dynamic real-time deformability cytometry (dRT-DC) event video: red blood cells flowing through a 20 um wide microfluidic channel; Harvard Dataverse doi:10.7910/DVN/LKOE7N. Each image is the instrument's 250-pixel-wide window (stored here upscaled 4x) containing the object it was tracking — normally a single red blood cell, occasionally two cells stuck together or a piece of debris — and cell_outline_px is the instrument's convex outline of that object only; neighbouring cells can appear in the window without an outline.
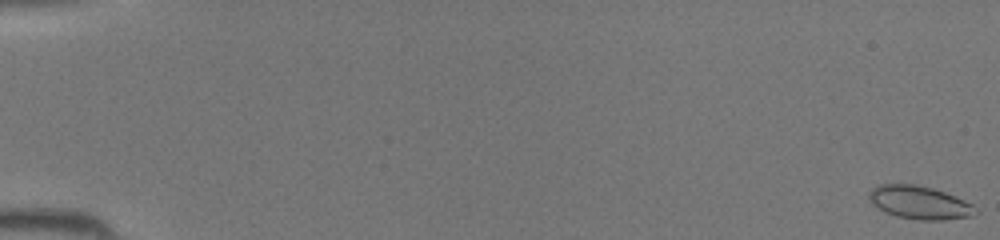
{"species": "common noctule bat (a hibernating species)", "species_latin": "Nyctalus noctula", "temperature_condition": "room temperature", "stored_images_in_passage": 45, "camera_frame_rate_fps": 3000, "um_per_image_px": 0.085, "animal": {"sex": "female", "body_mass_g": 19.5, "forearm_length_mm": 54.1}, "frame": {"image": 1, "passage_image": 1, "time_ms": 0.0, "image_size_px": [1000, 240], "cell_outline_px": [[980, 212], [972, 216], [944, 220], [920, 220], [896, 216], [884, 212], [872, 204], [868, 200], [868, 196], [872, 188], [876, 184], [916, 184], [932, 188], [944, 192], [964, 200], [972, 204]], "centroid_in_image_um": [78.14, 17.22], "position_along_channel_um": 6.9, "area_um2": 20.75}}
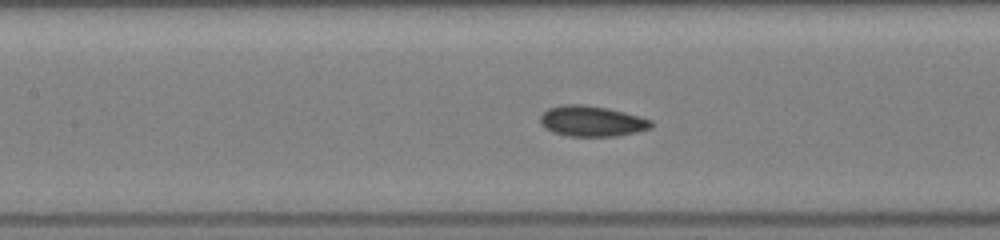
{"frame": {"image": 2, "passage_image": 22, "time_ms": 7.0, "image_size_px": [1000, 240], "cell_outline_px": [[652, 128], [636, 132], [616, 136], [568, 136], [552, 132], [544, 128], [540, 124], [540, 116], [548, 108], [560, 104], [584, 104], [608, 108], [624, 112], [652, 120]], "centroid_in_image_um": [50.27, 10.29], "position_along_channel_um": 157.1, "area_um2": 19.94}}
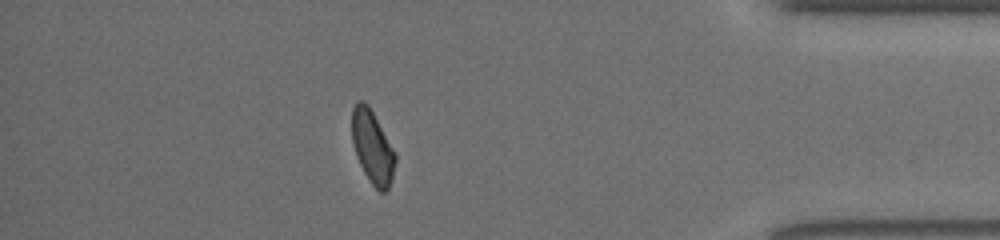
{"frame": {"image": 3, "passage_image": 40, "time_ms": 13.0, "image_size_px": [1000, 240], "cell_outline_px": [[396, 160], [392, 180], [388, 188], [384, 192], [380, 192], [372, 184], [364, 172], [356, 156], [352, 140], [352, 108], [356, 100], [364, 100], [368, 104], [396, 152]], "centroid_in_image_um": [31.66, 12.47], "position_along_channel_um": 403.5, "area_um2": 18.55}}